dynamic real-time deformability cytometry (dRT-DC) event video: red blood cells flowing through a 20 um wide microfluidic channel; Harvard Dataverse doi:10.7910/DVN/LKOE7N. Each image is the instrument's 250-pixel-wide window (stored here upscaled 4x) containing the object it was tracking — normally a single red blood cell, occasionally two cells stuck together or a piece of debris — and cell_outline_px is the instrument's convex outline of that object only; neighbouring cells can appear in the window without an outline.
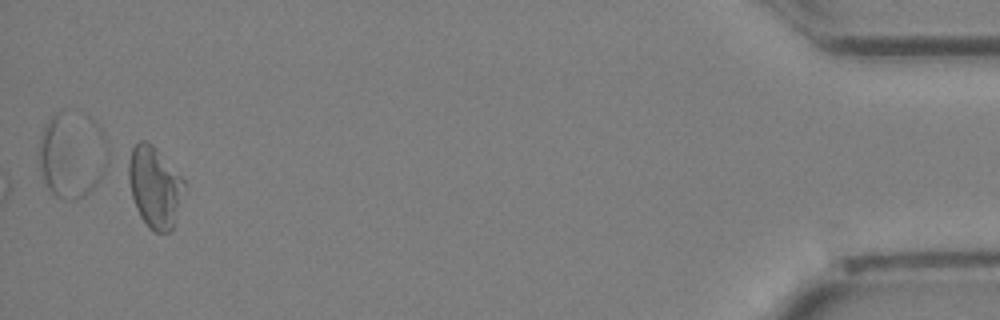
{"species": "Egyptian fruit bat (a non-hibernating species)", "species_latin": "Rousettus aegyptiacus", "temperature_condition": "cold", "stored_images_in_passage": 27, "camera_frame_rate_fps": 3000, "um_per_image_px": 0.085, "animal": {"sex": "female"}, "frame": {"image": 1, "passage_image": 27, "time_ms": 8.667, "image_size_px": [1000, 320], "cell_outline_px": [[188, 184], [172, 232], [156, 232], [148, 228], [140, 216], [136, 208], [132, 196], [124, 164], [132, 148], [140, 140], [148, 140], [156, 148]], "centroid_in_image_um": [13.14, 15.88], "position_along_channel_um": 422.1, "area_um2": 27.22}}